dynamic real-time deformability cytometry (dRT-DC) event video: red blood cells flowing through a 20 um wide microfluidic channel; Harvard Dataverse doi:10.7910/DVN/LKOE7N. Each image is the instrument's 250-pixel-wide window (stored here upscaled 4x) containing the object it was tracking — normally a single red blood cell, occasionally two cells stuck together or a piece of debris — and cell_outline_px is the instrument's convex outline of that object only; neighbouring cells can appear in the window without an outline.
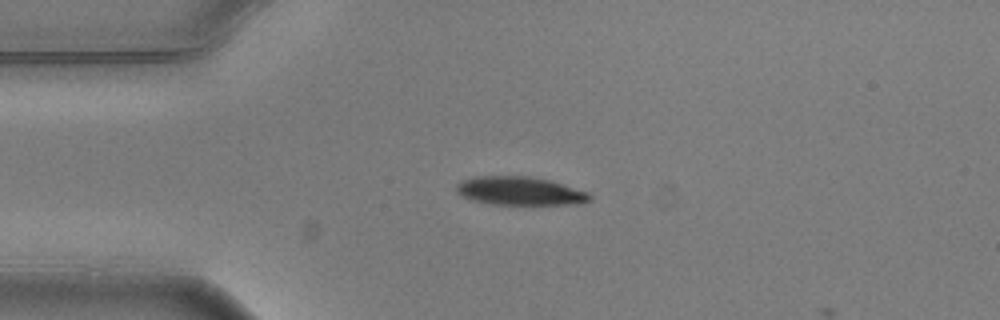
{"species": "common noctule bat (a hibernating species)", "species_latin": "Nyctalus noctula", "temperature_condition": "warm", "stored_images_in_passage": 2, "camera_frame_rate_fps": 3000, "um_per_image_px": 0.085, "animal": {"sex": "male", "body_mass_g": 20.5, "forearm_length_mm": 52.5}, "frame": {"image": 1, "passage_image": 1, "time_ms": 0.0, "image_size_px": [1000, 320], "cell_outline_px": [[592, 200], [580, 204], [492, 204], [472, 200], [460, 196], [456, 192], [456, 184], [460, 180], [472, 176], [532, 176], [552, 180], [592, 192]], "centroid_in_image_um": [44.23, 16.22], "position_along_channel_um": 40.8, "area_um2": 22.72}}